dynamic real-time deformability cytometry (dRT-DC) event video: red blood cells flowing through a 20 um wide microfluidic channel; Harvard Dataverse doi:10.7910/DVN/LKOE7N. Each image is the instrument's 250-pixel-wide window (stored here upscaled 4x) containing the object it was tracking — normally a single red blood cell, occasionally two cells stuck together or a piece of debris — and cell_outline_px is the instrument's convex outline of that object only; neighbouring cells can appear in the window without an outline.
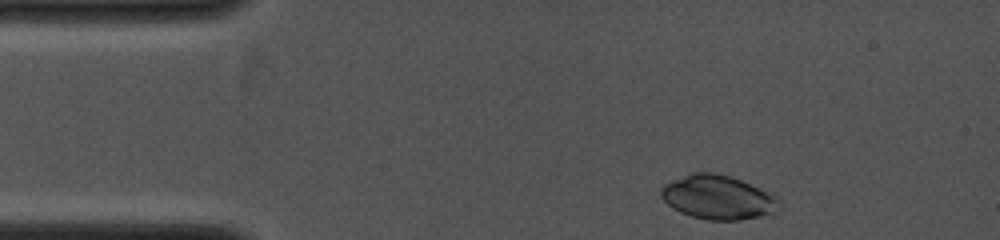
{"species": "common noctule bat (a hibernating species)", "species_latin": "Nyctalus noctula", "temperature_condition": "cold", "stored_images_in_passage": 18, "camera_frame_rate_fps": 4000, "um_per_image_px": 0.085, "animal": {"sex": "female", "body_mass_g": 19.0, "forearm_length_mm": 53.3}, "frame": {"image": 1, "passage_image": 1, "time_ms": 0.0, "image_size_px": [1000, 240], "cell_outline_px": [[780, 200], [776, 212], [760, 216], [740, 220], [708, 220], [692, 216], [680, 212], [672, 208], [660, 196], [660, 188], [664, 184], [672, 180], [692, 172], [716, 172], [740, 180], [772, 192]], "centroid_in_image_um": [61.02, 16.76], "position_along_channel_um": 24.0, "area_um2": 30.46}}
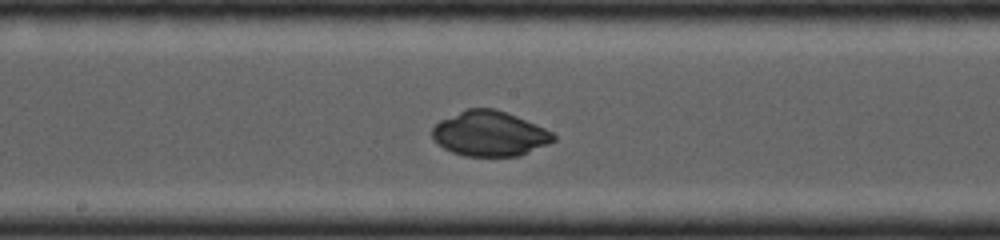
{"frame": {"image": 2, "passage_image": 13, "time_ms": 5.0, "image_size_px": [1000, 240], "cell_outline_px": [[556, 140], [548, 144], [520, 156], [464, 156], [452, 152], [444, 148], [432, 140], [432, 128], [440, 120], [468, 108], [492, 108], [516, 116], [536, 124], [552, 132], [556, 136]], "centroid_in_image_um": [41.61, 11.37], "position_along_channel_um": 206.6, "area_um2": 31.79}}
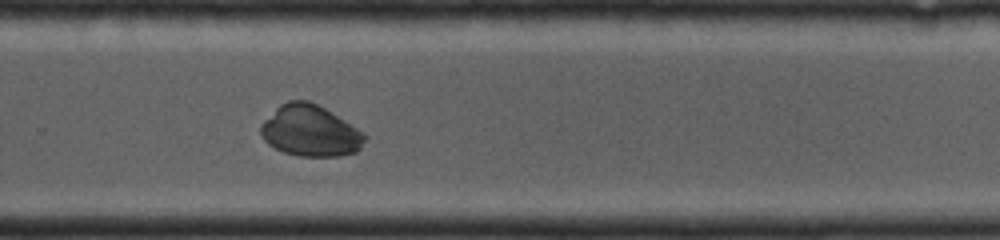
{"frame": {"image": 3, "passage_image": 18, "time_ms": 7.0, "image_size_px": [1000, 240], "cell_outline_px": [[368, 136], [360, 148], [356, 152], [340, 156], [300, 156], [284, 152], [268, 144], [260, 136], [260, 124], [280, 104], [288, 100], [308, 100], [324, 108], [364, 132]], "centroid_in_image_um": [26.36, 11.12], "position_along_channel_um": 303.4, "area_um2": 31.04}}